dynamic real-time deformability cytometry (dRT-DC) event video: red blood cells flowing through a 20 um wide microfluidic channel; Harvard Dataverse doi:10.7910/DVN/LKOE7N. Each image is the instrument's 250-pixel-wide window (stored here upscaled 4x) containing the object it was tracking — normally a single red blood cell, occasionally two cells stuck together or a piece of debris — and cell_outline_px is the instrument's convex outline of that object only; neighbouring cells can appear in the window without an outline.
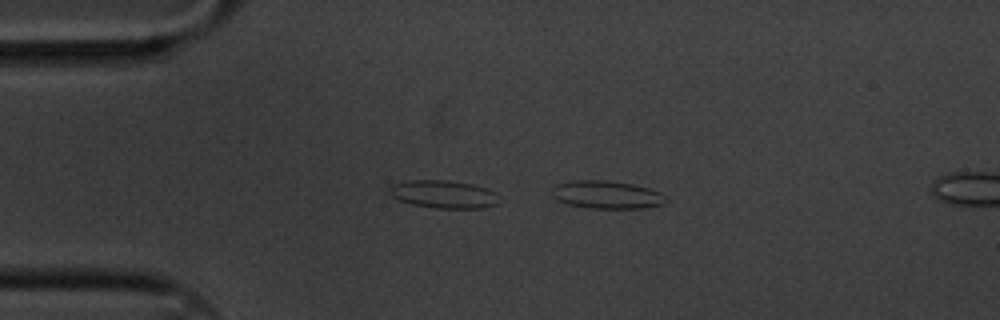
{"species": "common noctule bat (a hibernating species)", "species_latin": "Nyctalus noctula", "temperature_condition": "cold", "stored_images_in_passage": 5, "camera_frame_rate_fps": 3000, "um_per_image_px": 0.085, "animal": {"sex": "male", "body_mass_g": 20.1, "forearm_length_mm": 53.5}, "frame": {"image": 1, "passage_image": 4, "time_ms": 1.0, "image_size_px": [1000, 320], "cell_outline_px": [[668, 200], [664, 204], [644, 208], [588, 208], [568, 204], [556, 200], [552, 196], [552, 188], [556, 184], [572, 180], [604, 180], [632, 184], [648, 188], [660, 192], [668, 196]], "centroid_in_image_um": [51.58, 16.55], "position_along_channel_um": 33.4, "area_um2": 18.73}}